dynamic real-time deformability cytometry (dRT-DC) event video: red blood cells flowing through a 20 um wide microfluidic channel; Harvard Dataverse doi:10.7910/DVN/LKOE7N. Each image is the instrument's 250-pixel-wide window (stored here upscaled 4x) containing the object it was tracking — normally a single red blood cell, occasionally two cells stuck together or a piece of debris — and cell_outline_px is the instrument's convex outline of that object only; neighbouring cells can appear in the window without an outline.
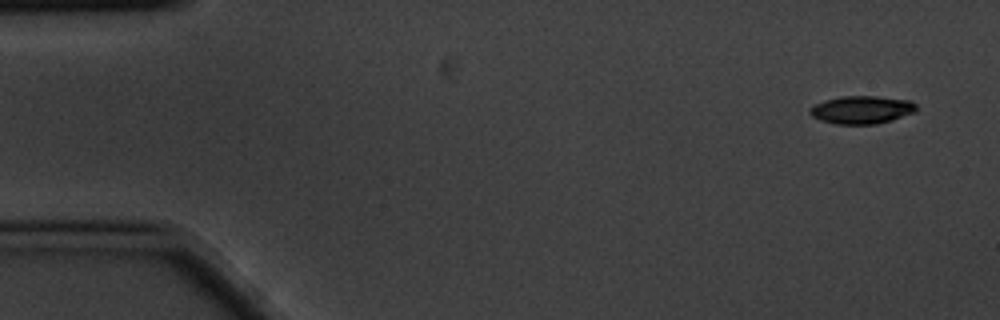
{"species": "common noctule bat (a hibernating species)", "species_latin": "Nyctalus noctula", "temperature_condition": "cold", "stored_images_in_passage": 5, "camera_frame_rate_fps": 3000, "um_per_image_px": 0.085, "animal": {"sex": "male", "body_mass_g": 20.1, "forearm_length_mm": 53.5}, "frame": {"image": 1, "passage_image": 1, "time_ms": 0.0, "image_size_px": [1000, 320], "cell_outline_px": [[916, 112], [892, 120], [876, 124], [836, 124], [820, 120], [812, 116], [808, 112], [808, 108], [824, 100], [840, 96], [876, 96], [908, 100], [916, 104]], "centroid_in_image_um": [73.22, 9.33], "position_along_channel_um": 11.8, "area_um2": 17.4}}